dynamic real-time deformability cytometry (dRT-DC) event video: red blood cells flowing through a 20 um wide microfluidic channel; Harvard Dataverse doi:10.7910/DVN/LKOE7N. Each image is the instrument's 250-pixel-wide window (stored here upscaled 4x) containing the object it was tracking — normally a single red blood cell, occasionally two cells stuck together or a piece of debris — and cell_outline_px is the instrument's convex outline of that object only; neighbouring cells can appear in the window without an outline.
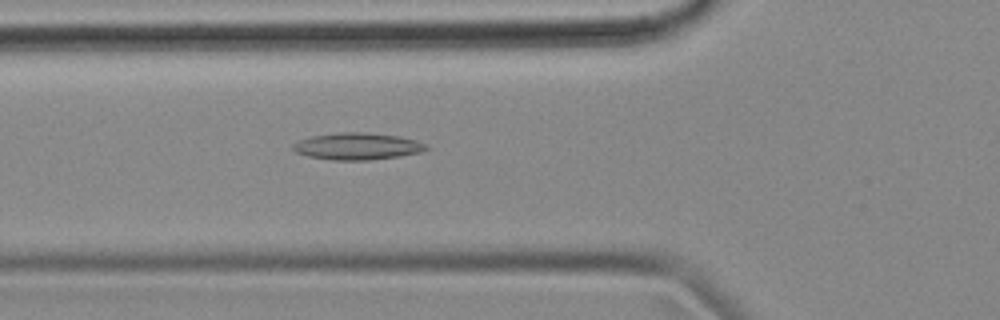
{"species": "common noctule bat (a hibernating species)", "species_latin": "Nyctalus noctula", "temperature_condition": "cold", "stored_images_in_passage": 54, "camera_frame_rate_fps": 3000, "um_per_image_px": 0.085, "animal": {"sex": "female", "body_mass_g": 18.4}, "frame": {"image": 1, "passage_image": 19, "time_ms": 6.0, "image_size_px": [1000, 320], "cell_outline_px": [[428, 148], [420, 152], [400, 156], [368, 160], [332, 160], [308, 156], [296, 152], [292, 148], [292, 144], [300, 140], [312, 136], [336, 132], [368, 132], [400, 136], [416, 140], [424, 144]], "centroid_in_image_um": [30.36, 12.42], "position_along_channel_um": 95.4, "area_um2": 20.87}}
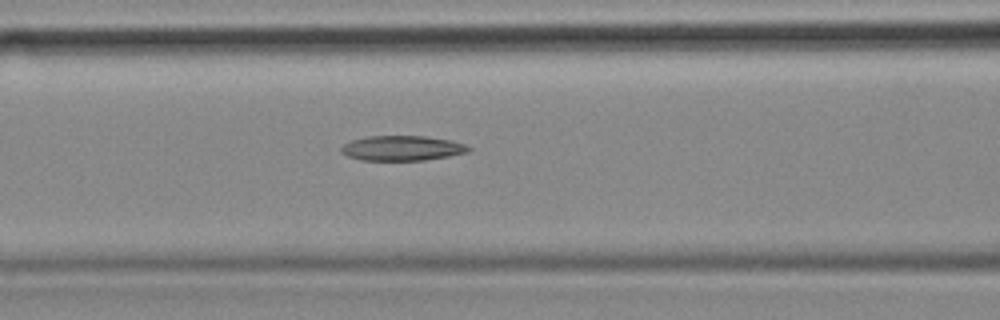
{"frame": {"image": 2, "passage_image": 22, "time_ms": 7.0, "image_size_px": [1000, 320], "cell_outline_px": [[472, 148], [468, 152], [448, 156], [424, 160], [360, 160], [348, 156], [340, 152], [340, 148], [344, 144], [352, 140], [368, 136], [424, 136], [452, 140], [464, 144]], "centroid_in_image_um": [34.17, 12.59], "position_along_channel_um": 132.4, "area_um2": 18.5}}
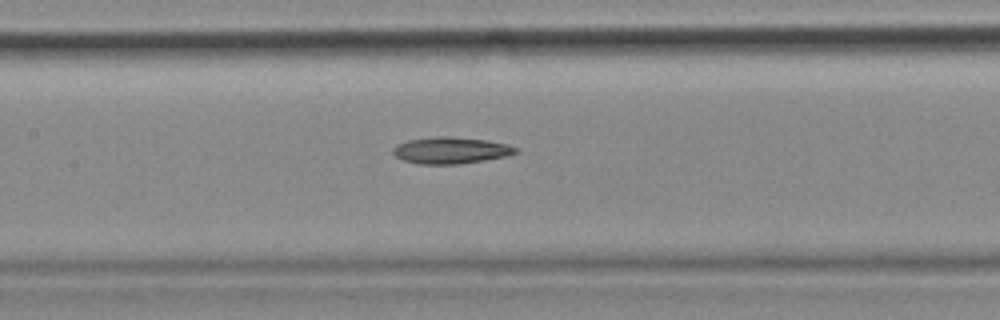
{"frame": {"image": 3, "passage_image": 25, "time_ms": 8.0, "image_size_px": [1000, 320], "cell_outline_px": [[520, 152], [508, 156], [460, 164], [416, 164], [404, 160], [396, 156], [392, 152], [392, 148], [396, 144], [408, 140], [436, 136], [444, 136], [488, 140], [508, 144], [520, 148]], "centroid_in_image_um": [38.35, 12.78], "position_along_channel_um": 169.0, "area_um2": 19.25}}